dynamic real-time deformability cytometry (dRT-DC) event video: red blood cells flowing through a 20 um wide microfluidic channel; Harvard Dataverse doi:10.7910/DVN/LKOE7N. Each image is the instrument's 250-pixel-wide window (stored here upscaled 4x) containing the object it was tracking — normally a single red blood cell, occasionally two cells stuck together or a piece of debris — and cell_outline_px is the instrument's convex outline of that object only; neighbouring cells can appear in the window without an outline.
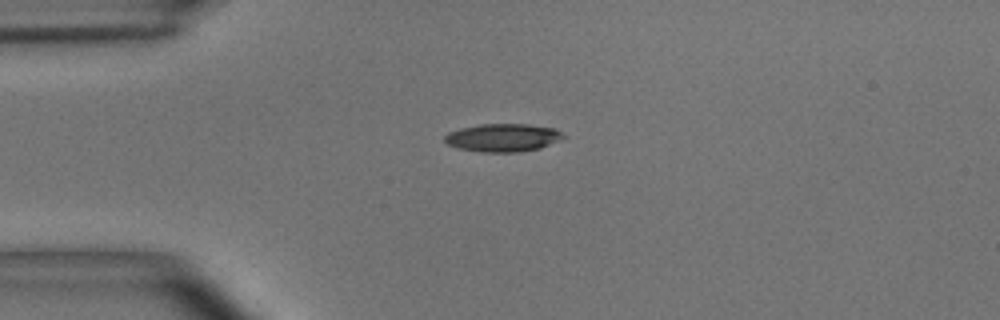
{"species": "common noctule bat (a hibernating species)", "species_latin": "Nyctalus noctula", "temperature_condition": "room temperature", "stored_images_in_passage": 3, "camera_frame_rate_fps": 3000, "um_per_image_px": 0.085, "animal": {"sex": "male", "body_mass_g": 15.6}, "frame": {"image": 1, "passage_image": 1, "time_ms": 0.0, "image_size_px": [1000, 320], "cell_outline_px": [[568, 136], [540, 148], [520, 152], [484, 152], [460, 148], [448, 144], [444, 140], [444, 136], [448, 132], [460, 128], [480, 124], [528, 124], [556, 128]], "centroid_in_image_um": [42.78, 11.69], "position_along_channel_um": 42.2, "area_um2": 19.42}}
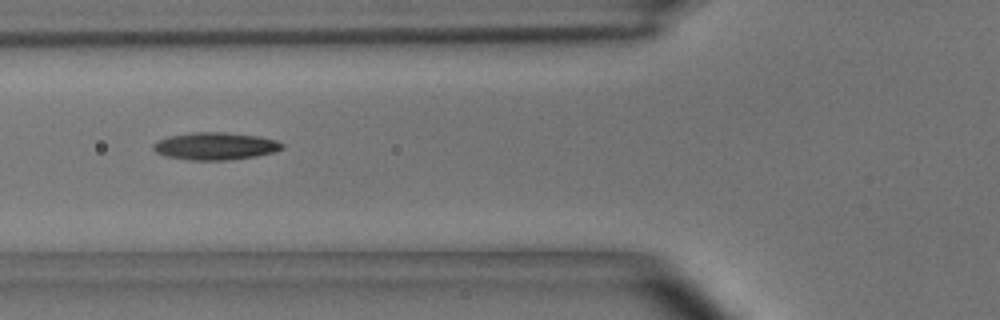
{"frame": {"image": 2, "passage_image": 3, "time_ms": 0.667, "image_size_px": [1000, 320], "cell_outline_px": [[284, 148], [272, 152], [256, 156], [228, 160], [188, 160], [164, 156], [156, 152], [152, 148], [152, 144], [156, 140], [168, 136], [192, 132], [224, 132], [260, 136], [276, 140], [284, 144]], "centroid_in_image_um": [18.26, 12.41], "position_along_channel_um": 107.5, "area_um2": 20.81}}